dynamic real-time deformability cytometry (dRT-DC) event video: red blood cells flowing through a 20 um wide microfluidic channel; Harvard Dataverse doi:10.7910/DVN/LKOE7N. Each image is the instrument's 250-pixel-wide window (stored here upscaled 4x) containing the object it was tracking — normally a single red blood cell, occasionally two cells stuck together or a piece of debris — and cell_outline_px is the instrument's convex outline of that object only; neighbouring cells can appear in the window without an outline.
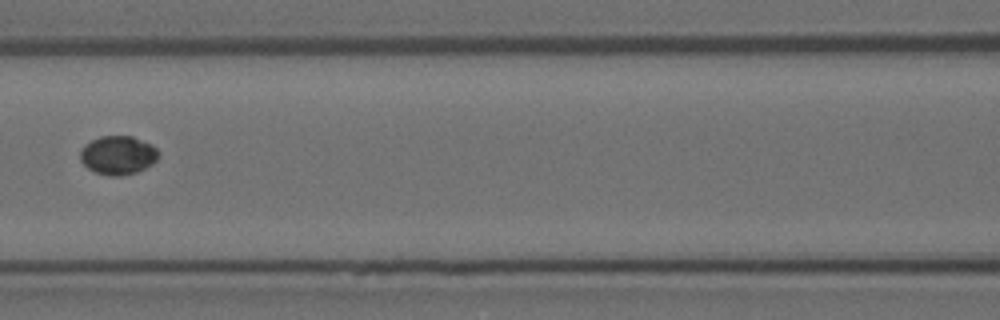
{"species": "Egyptian fruit bat (a non-hibernating species)", "species_latin": "Rousettus aegyptiacus", "temperature_condition": "room temperature", "stored_images_in_passage": 14, "camera_frame_rate_fps": 3000, "um_per_image_px": 0.085, "animal": {"sex": "female"}, "frame": {"image": 1, "passage_image": 6, "time_ms": 1.667, "image_size_px": [1000, 320], "cell_outline_px": [[160, 156], [152, 164], [136, 172], [120, 176], [108, 176], [96, 172], [88, 168], [80, 160], [80, 152], [84, 144], [100, 136], [132, 136], [152, 144], [160, 152]], "centroid_in_image_um": [10.04, 13.18], "position_along_channel_um": 156.6, "area_um2": 17.74}}
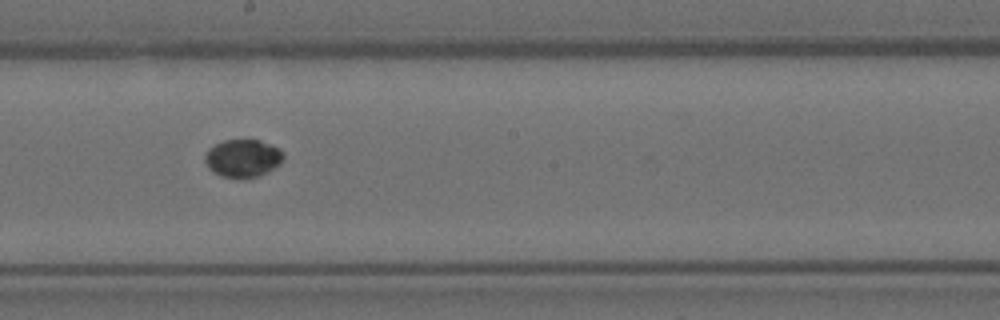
{"frame": {"image": 2, "passage_image": 8, "time_ms": 2.333, "image_size_px": [1000, 320], "cell_outline_px": [[284, 160], [280, 164], [256, 176], [244, 180], [236, 180], [220, 176], [212, 172], [208, 168], [204, 160], [204, 156], [208, 148], [224, 140], [260, 140], [272, 144], [280, 148], [284, 152]], "centroid_in_image_um": [20.62, 13.47], "position_along_channel_um": 227.6, "area_um2": 17.74}}
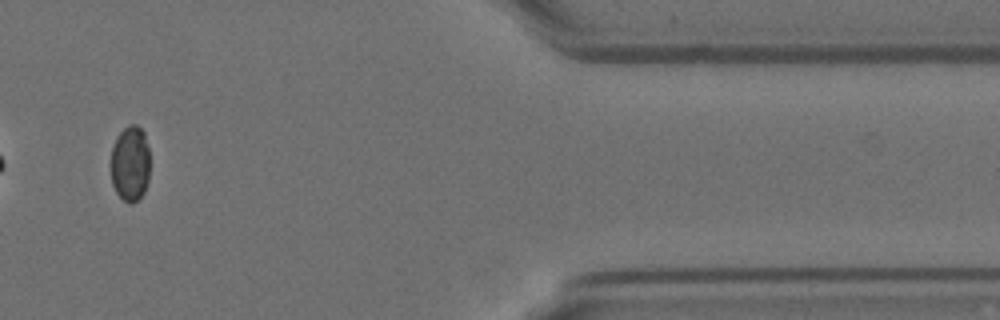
{"frame": {"image": 3, "passage_image": 13, "time_ms": 4.0, "image_size_px": [1000, 320], "cell_outline_px": [[148, 180], [144, 192], [132, 204], [128, 204], [116, 192], [112, 184], [112, 148], [116, 136], [128, 124], [136, 124], [144, 132], [148, 148]], "centroid_in_image_um": [11.06, 13.89], "position_along_channel_um": 400.3, "area_um2": 17.05}}